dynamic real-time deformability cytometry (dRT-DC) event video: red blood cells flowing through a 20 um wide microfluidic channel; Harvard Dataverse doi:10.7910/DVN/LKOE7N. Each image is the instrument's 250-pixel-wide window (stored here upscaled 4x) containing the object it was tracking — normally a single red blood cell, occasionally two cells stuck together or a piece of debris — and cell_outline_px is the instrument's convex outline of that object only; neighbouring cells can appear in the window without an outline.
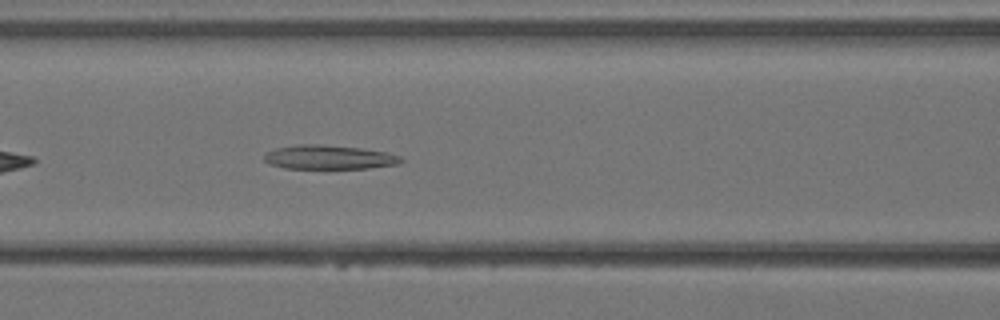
{"species": "Egyptian fruit bat (a non-hibernating species)", "species_latin": "Rousettus aegyptiacus", "temperature_condition": "warm", "stored_images_in_passage": 28, "camera_frame_rate_fps": 3000, "um_per_image_px": 0.085, "animal": {"sex": "female"}, "frame": {"image": 1, "passage_image": 6, "time_ms": 1.667, "image_size_px": [1000, 320], "cell_outline_px": [[404, 160], [396, 164], [368, 168], [284, 168], [268, 164], [264, 160], [264, 152], [276, 148], [296, 144], [320, 144], [360, 148], [388, 152], [400, 156]], "centroid_in_image_um": [27.91, 13.35], "position_along_channel_um": 138.7, "area_um2": 19.25}}
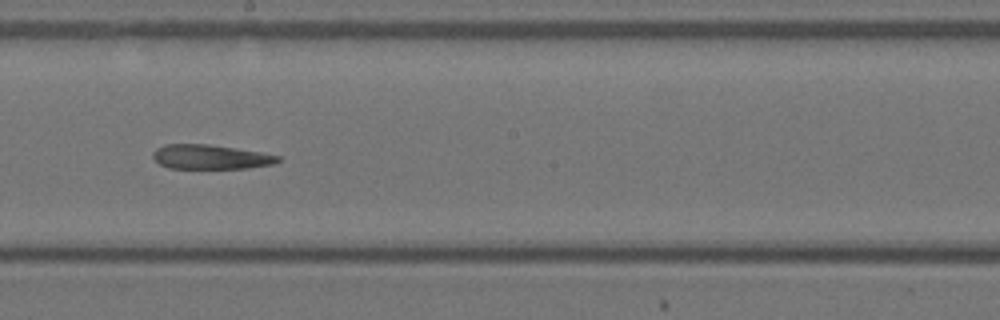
{"frame": {"image": 2, "passage_image": 11, "time_ms": 3.333, "image_size_px": [1000, 320], "cell_outline_px": [[280, 160], [272, 164], [248, 168], [168, 168], [160, 164], [152, 156], [152, 152], [156, 148], [164, 144], [208, 144], [236, 148], [260, 152], [280, 156]], "centroid_in_image_um": [17.86, 13.33], "position_along_channel_um": 230.3, "area_um2": 17.74}}
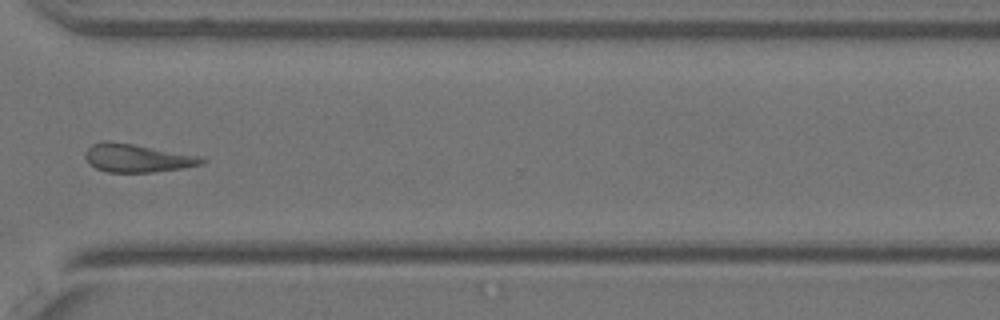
{"frame": {"image": 3, "passage_image": 18, "time_ms": 5.667, "image_size_px": [1000, 320], "cell_outline_px": [[208, 160], [204, 164], [184, 168], [152, 172], [108, 172], [96, 168], [88, 164], [84, 156], [84, 152], [92, 144], [104, 140], [108, 140], [204, 156]], "centroid_in_image_um": [11.69, 13.43], "position_along_channel_um": 358.9, "area_um2": 19.48}}